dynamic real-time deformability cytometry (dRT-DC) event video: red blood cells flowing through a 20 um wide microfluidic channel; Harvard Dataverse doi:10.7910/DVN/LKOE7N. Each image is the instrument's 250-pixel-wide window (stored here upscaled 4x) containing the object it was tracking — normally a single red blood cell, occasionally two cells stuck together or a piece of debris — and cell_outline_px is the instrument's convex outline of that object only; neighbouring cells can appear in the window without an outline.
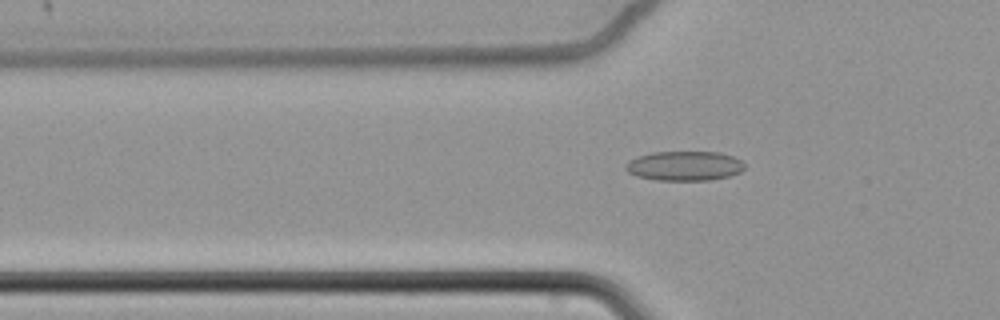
{"species": "common noctule bat (a hibernating species)", "species_latin": "Nyctalus noctula", "temperature_condition": "cold", "stored_images_in_passage": 50, "camera_frame_rate_fps": 3000, "um_per_image_px": 0.085, "animal": {"sex": "female", "body_mass_g": 22.7, "forearm_length_mm": 54.2}, "frame": {"image": 1, "passage_image": 24, "time_ms": 7.667, "image_size_px": [1000, 320], "cell_outline_px": [[744, 168], [740, 172], [728, 176], [708, 180], [656, 180], [636, 176], [628, 172], [624, 168], [624, 164], [628, 160], [636, 156], [652, 152], [720, 152], [732, 156], [740, 160], [744, 164]], "centroid_in_image_um": [58.12, 14.09], "position_along_channel_um": 67.7, "area_um2": 20.58}}
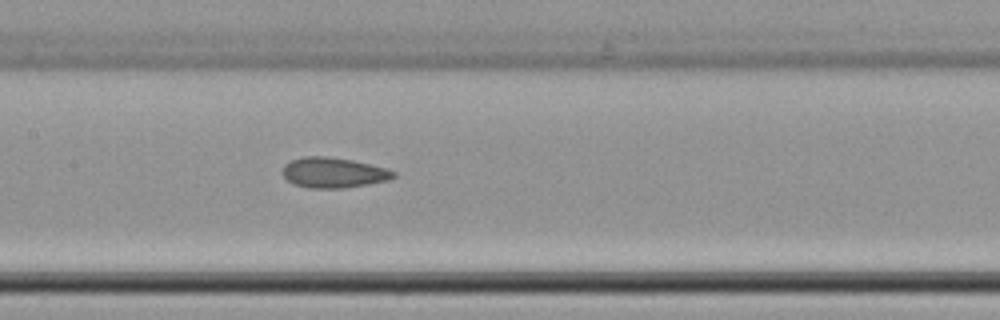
{"frame": {"image": 2, "passage_image": 34, "time_ms": 11.0, "image_size_px": [1000, 320], "cell_outline_px": [[396, 176], [388, 180], [368, 184], [344, 188], [308, 188], [296, 184], [288, 180], [280, 172], [284, 164], [292, 160], [304, 156], [328, 156], [352, 160], [388, 168], [396, 172]], "centroid_in_image_um": [28.35, 14.67], "position_along_channel_um": 179.1, "area_um2": 19.71}}
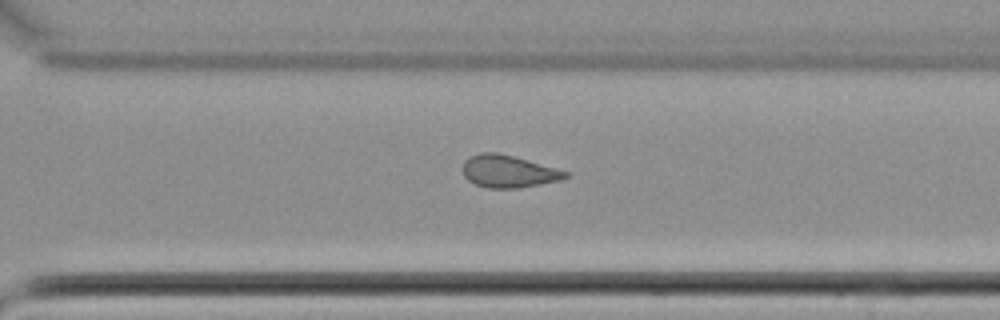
{"frame": {"image": 3, "passage_image": 47, "time_ms": 15.333, "image_size_px": [1000, 320], "cell_outline_px": [[568, 176], [560, 180], [540, 184], [516, 188], [488, 188], [476, 184], [468, 180], [464, 176], [460, 168], [464, 160], [480, 152], [496, 152], [512, 156], [556, 168], [568, 172]], "centroid_in_image_um": [43.15, 14.56], "position_along_channel_um": 327.4, "area_um2": 19.25}}